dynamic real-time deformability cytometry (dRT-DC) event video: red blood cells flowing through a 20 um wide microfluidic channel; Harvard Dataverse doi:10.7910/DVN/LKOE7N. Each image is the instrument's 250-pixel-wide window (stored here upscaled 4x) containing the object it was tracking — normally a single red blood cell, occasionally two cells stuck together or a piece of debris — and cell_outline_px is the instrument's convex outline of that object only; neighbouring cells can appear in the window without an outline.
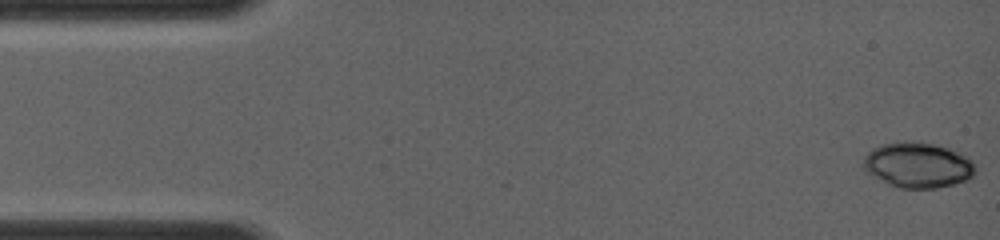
{"species": "common noctule bat (a hibernating species)", "species_latin": "Nyctalus noctula", "temperature_condition": "room temperature", "stored_images_in_passage": 16, "camera_frame_rate_fps": 4000, "um_per_image_px": 0.085, "animal": {"sex": "female", "body_mass_g": 19.0, "forearm_length_mm": 56.7}, "frame": {"image": 1, "passage_image": 1, "time_ms": 0.0, "image_size_px": [1000, 240], "cell_outline_px": [[976, 168], [972, 176], [968, 180], [936, 188], [900, 188], [888, 184], [864, 172], [860, 164], [864, 156], [872, 148], [880, 144], [896, 140], [912, 140], [932, 144], [964, 152], [972, 160]], "centroid_in_image_um": [77.97, 14.0], "position_along_channel_um": 7.0, "area_um2": 30.46}}
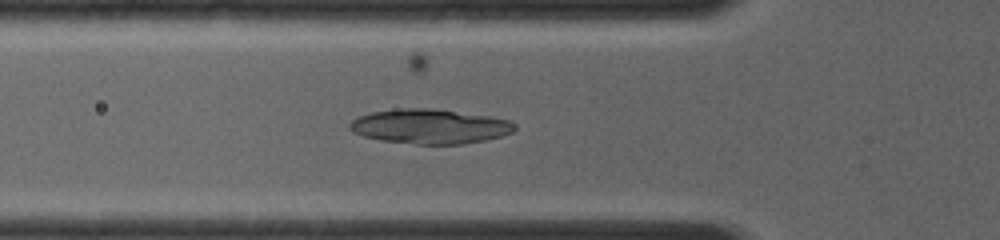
{"frame": {"image": 2, "passage_image": 10, "time_ms": 4.5, "image_size_px": [1000, 240], "cell_outline_px": [[516, 128], [512, 132], [500, 136], [484, 140], [464, 144], [416, 144], [384, 140], [364, 136], [352, 132], [348, 128], [348, 124], [356, 116], [372, 112], [404, 108], [432, 108], [492, 116], [508, 120], [516, 124]], "centroid_in_image_um": [36.53, 10.73], "position_along_channel_um": 89.3, "area_um2": 33.29}}
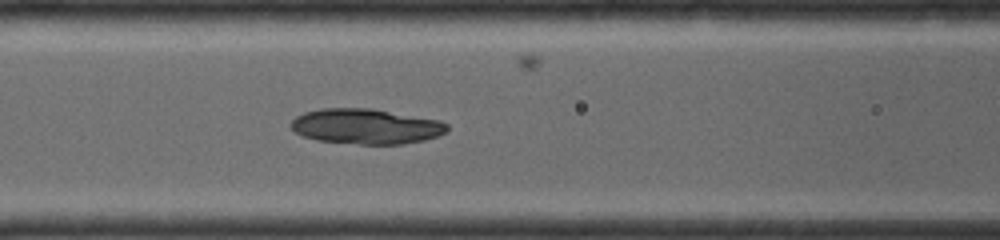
{"frame": {"image": 3, "passage_image": 12, "time_ms": 5.5, "image_size_px": [1000, 240], "cell_outline_px": [[448, 128], [444, 132], [436, 136], [424, 140], [404, 144], [360, 144], [316, 140], [304, 136], [296, 132], [292, 128], [292, 120], [296, 116], [304, 112], [320, 108], [372, 108], [440, 120], [448, 124]], "centroid_in_image_um": [31.11, 10.73], "position_along_channel_um": 135.5, "area_um2": 32.02}}